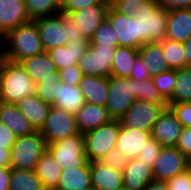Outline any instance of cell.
I'll return each mask as SVG.
<instances>
[{
	"label": "cell",
	"instance_id": "48",
	"mask_svg": "<svg viewBox=\"0 0 191 190\" xmlns=\"http://www.w3.org/2000/svg\"><path fill=\"white\" fill-rule=\"evenodd\" d=\"M177 150L181 152L186 158L191 155V128L183 127L181 134L175 145Z\"/></svg>",
	"mask_w": 191,
	"mask_h": 190
},
{
	"label": "cell",
	"instance_id": "49",
	"mask_svg": "<svg viewBox=\"0 0 191 190\" xmlns=\"http://www.w3.org/2000/svg\"><path fill=\"white\" fill-rule=\"evenodd\" d=\"M129 78L134 81H144L151 78L148 69L143 64V61L139 55L134 59L132 63V69Z\"/></svg>",
	"mask_w": 191,
	"mask_h": 190
},
{
	"label": "cell",
	"instance_id": "12",
	"mask_svg": "<svg viewBox=\"0 0 191 190\" xmlns=\"http://www.w3.org/2000/svg\"><path fill=\"white\" fill-rule=\"evenodd\" d=\"M44 51L66 46L68 38L64 29V13L34 19Z\"/></svg>",
	"mask_w": 191,
	"mask_h": 190
},
{
	"label": "cell",
	"instance_id": "58",
	"mask_svg": "<svg viewBox=\"0 0 191 190\" xmlns=\"http://www.w3.org/2000/svg\"><path fill=\"white\" fill-rule=\"evenodd\" d=\"M120 190H131V189H128V188L123 187V188H121Z\"/></svg>",
	"mask_w": 191,
	"mask_h": 190
},
{
	"label": "cell",
	"instance_id": "52",
	"mask_svg": "<svg viewBox=\"0 0 191 190\" xmlns=\"http://www.w3.org/2000/svg\"><path fill=\"white\" fill-rule=\"evenodd\" d=\"M10 173V167L0 166V190H9Z\"/></svg>",
	"mask_w": 191,
	"mask_h": 190
},
{
	"label": "cell",
	"instance_id": "30",
	"mask_svg": "<svg viewBox=\"0 0 191 190\" xmlns=\"http://www.w3.org/2000/svg\"><path fill=\"white\" fill-rule=\"evenodd\" d=\"M138 53L151 77L169 70L159 42L142 45L138 49Z\"/></svg>",
	"mask_w": 191,
	"mask_h": 190
},
{
	"label": "cell",
	"instance_id": "27",
	"mask_svg": "<svg viewBox=\"0 0 191 190\" xmlns=\"http://www.w3.org/2000/svg\"><path fill=\"white\" fill-rule=\"evenodd\" d=\"M0 122L6 125L16 137L30 135L35 130L17 109L15 104H6L0 102Z\"/></svg>",
	"mask_w": 191,
	"mask_h": 190
},
{
	"label": "cell",
	"instance_id": "11",
	"mask_svg": "<svg viewBox=\"0 0 191 190\" xmlns=\"http://www.w3.org/2000/svg\"><path fill=\"white\" fill-rule=\"evenodd\" d=\"M188 169V159L176 147H163L152 167L155 181L167 182Z\"/></svg>",
	"mask_w": 191,
	"mask_h": 190
},
{
	"label": "cell",
	"instance_id": "13",
	"mask_svg": "<svg viewBox=\"0 0 191 190\" xmlns=\"http://www.w3.org/2000/svg\"><path fill=\"white\" fill-rule=\"evenodd\" d=\"M106 18L109 20L118 38V46L139 49L138 19L117 12L111 5Z\"/></svg>",
	"mask_w": 191,
	"mask_h": 190
},
{
	"label": "cell",
	"instance_id": "31",
	"mask_svg": "<svg viewBox=\"0 0 191 190\" xmlns=\"http://www.w3.org/2000/svg\"><path fill=\"white\" fill-rule=\"evenodd\" d=\"M139 55L138 49L117 46L111 65V76L129 78L134 59Z\"/></svg>",
	"mask_w": 191,
	"mask_h": 190
},
{
	"label": "cell",
	"instance_id": "19",
	"mask_svg": "<svg viewBox=\"0 0 191 190\" xmlns=\"http://www.w3.org/2000/svg\"><path fill=\"white\" fill-rule=\"evenodd\" d=\"M20 63L35 84L47 78H60L47 51L24 58Z\"/></svg>",
	"mask_w": 191,
	"mask_h": 190
},
{
	"label": "cell",
	"instance_id": "54",
	"mask_svg": "<svg viewBox=\"0 0 191 190\" xmlns=\"http://www.w3.org/2000/svg\"><path fill=\"white\" fill-rule=\"evenodd\" d=\"M143 190H168L167 182L152 181Z\"/></svg>",
	"mask_w": 191,
	"mask_h": 190
},
{
	"label": "cell",
	"instance_id": "18",
	"mask_svg": "<svg viewBox=\"0 0 191 190\" xmlns=\"http://www.w3.org/2000/svg\"><path fill=\"white\" fill-rule=\"evenodd\" d=\"M89 46L87 39H80L77 42H68L66 46H58L47 51L51 60L58 70L78 64Z\"/></svg>",
	"mask_w": 191,
	"mask_h": 190
},
{
	"label": "cell",
	"instance_id": "44",
	"mask_svg": "<svg viewBox=\"0 0 191 190\" xmlns=\"http://www.w3.org/2000/svg\"><path fill=\"white\" fill-rule=\"evenodd\" d=\"M60 81L69 85L76 86L81 80L82 71L78 64H73L71 66L62 68L58 70Z\"/></svg>",
	"mask_w": 191,
	"mask_h": 190
},
{
	"label": "cell",
	"instance_id": "33",
	"mask_svg": "<svg viewBox=\"0 0 191 190\" xmlns=\"http://www.w3.org/2000/svg\"><path fill=\"white\" fill-rule=\"evenodd\" d=\"M168 103L191 102V66L176 70V81Z\"/></svg>",
	"mask_w": 191,
	"mask_h": 190
},
{
	"label": "cell",
	"instance_id": "7",
	"mask_svg": "<svg viewBox=\"0 0 191 190\" xmlns=\"http://www.w3.org/2000/svg\"><path fill=\"white\" fill-rule=\"evenodd\" d=\"M139 28V48L151 42H161L165 39L168 11L158 6L137 11Z\"/></svg>",
	"mask_w": 191,
	"mask_h": 190
},
{
	"label": "cell",
	"instance_id": "22",
	"mask_svg": "<svg viewBox=\"0 0 191 190\" xmlns=\"http://www.w3.org/2000/svg\"><path fill=\"white\" fill-rule=\"evenodd\" d=\"M124 187L131 190H143L150 182L154 181L152 168L143 161L129 159L122 171Z\"/></svg>",
	"mask_w": 191,
	"mask_h": 190
},
{
	"label": "cell",
	"instance_id": "25",
	"mask_svg": "<svg viewBox=\"0 0 191 190\" xmlns=\"http://www.w3.org/2000/svg\"><path fill=\"white\" fill-rule=\"evenodd\" d=\"M21 114L29 120L35 131H39L48 116L51 106L41 101L35 94L26 96L16 104Z\"/></svg>",
	"mask_w": 191,
	"mask_h": 190
},
{
	"label": "cell",
	"instance_id": "28",
	"mask_svg": "<svg viewBox=\"0 0 191 190\" xmlns=\"http://www.w3.org/2000/svg\"><path fill=\"white\" fill-rule=\"evenodd\" d=\"M34 171L45 190L57 188L62 168L47 150L40 156Z\"/></svg>",
	"mask_w": 191,
	"mask_h": 190
},
{
	"label": "cell",
	"instance_id": "53",
	"mask_svg": "<svg viewBox=\"0 0 191 190\" xmlns=\"http://www.w3.org/2000/svg\"><path fill=\"white\" fill-rule=\"evenodd\" d=\"M10 150L0 147V166L10 167Z\"/></svg>",
	"mask_w": 191,
	"mask_h": 190
},
{
	"label": "cell",
	"instance_id": "21",
	"mask_svg": "<svg viewBox=\"0 0 191 190\" xmlns=\"http://www.w3.org/2000/svg\"><path fill=\"white\" fill-rule=\"evenodd\" d=\"M109 77L82 75L78 88L89 104L106 106Z\"/></svg>",
	"mask_w": 191,
	"mask_h": 190
},
{
	"label": "cell",
	"instance_id": "15",
	"mask_svg": "<svg viewBox=\"0 0 191 190\" xmlns=\"http://www.w3.org/2000/svg\"><path fill=\"white\" fill-rule=\"evenodd\" d=\"M110 4H96L85 7L69 15L79 25L78 30L81 31L84 38L90 41L94 36L96 29L106 18Z\"/></svg>",
	"mask_w": 191,
	"mask_h": 190
},
{
	"label": "cell",
	"instance_id": "3",
	"mask_svg": "<svg viewBox=\"0 0 191 190\" xmlns=\"http://www.w3.org/2000/svg\"><path fill=\"white\" fill-rule=\"evenodd\" d=\"M46 150V141L39 131L17 137L10 150V168L34 170Z\"/></svg>",
	"mask_w": 191,
	"mask_h": 190
},
{
	"label": "cell",
	"instance_id": "55",
	"mask_svg": "<svg viewBox=\"0 0 191 190\" xmlns=\"http://www.w3.org/2000/svg\"><path fill=\"white\" fill-rule=\"evenodd\" d=\"M186 67L191 66V36L183 43Z\"/></svg>",
	"mask_w": 191,
	"mask_h": 190
},
{
	"label": "cell",
	"instance_id": "50",
	"mask_svg": "<svg viewBox=\"0 0 191 190\" xmlns=\"http://www.w3.org/2000/svg\"><path fill=\"white\" fill-rule=\"evenodd\" d=\"M16 138L14 133L7 128L5 124L0 122V147L3 149H11Z\"/></svg>",
	"mask_w": 191,
	"mask_h": 190
},
{
	"label": "cell",
	"instance_id": "26",
	"mask_svg": "<svg viewBox=\"0 0 191 190\" xmlns=\"http://www.w3.org/2000/svg\"><path fill=\"white\" fill-rule=\"evenodd\" d=\"M92 188L90 162L82 167H67L61 171L55 190H86Z\"/></svg>",
	"mask_w": 191,
	"mask_h": 190
},
{
	"label": "cell",
	"instance_id": "8",
	"mask_svg": "<svg viewBox=\"0 0 191 190\" xmlns=\"http://www.w3.org/2000/svg\"><path fill=\"white\" fill-rule=\"evenodd\" d=\"M46 144L80 133L76 125L75 114L51 106L44 125L39 130Z\"/></svg>",
	"mask_w": 191,
	"mask_h": 190
},
{
	"label": "cell",
	"instance_id": "10",
	"mask_svg": "<svg viewBox=\"0 0 191 190\" xmlns=\"http://www.w3.org/2000/svg\"><path fill=\"white\" fill-rule=\"evenodd\" d=\"M166 107H168V104L136 100L121 118L120 123L126 127L151 132L154 123Z\"/></svg>",
	"mask_w": 191,
	"mask_h": 190
},
{
	"label": "cell",
	"instance_id": "51",
	"mask_svg": "<svg viewBox=\"0 0 191 190\" xmlns=\"http://www.w3.org/2000/svg\"><path fill=\"white\" fill-rule=\"evenodd\" d=\"M158 5L166 11L176 9H191V0H156Z\"/></svg>",
	"mask_w": 191,
	"mask_h": 190
},
{
	"label": "cell",
	"instance_id": "29",
	"mask_svg": "<svg viewBox=\"0 0 191 190\" xmlns=\"http://www.w3.org/2000/svg\"><path fill=\"white\" fill-rule=\"evenodd\" d=\"M85 102V97L78 85L73 86L61 82L58 86L57 99L52 106L76 114Z\"/></svg>",
	"mask_w": 191,
	"mask_h": 190
},
{
	"label": "cell",
	"instance_id": "5",
	"mask_svg": "<svg viewBox=\"0 0 191 190\" xmlns=\"http://www.w3.org/2000/svg\"><path fill=\"white\" fill-rule=\"evenodd\" d=\"M135 101L134 80L126 77H109L106 109L112 120H121Z\"/></svg>",
	"mask_w": 191,
	"mask_h": 190
},
{
	"label": "cell",
	"instance_id": "40",
	"mask_svg": "<svg viewBox=\"0 0 191 190\" xmlns=\"http://www.w3.org/2000/svg\"><path fill=\"white\" fill-rule=\"evenodd\" d=\"M89 44H102L105 46H118V38L115 34L109 20L105 18L99 27L96 29V32L92 39L89 41Z\"/></svg>",
	"mask_w": 191,
	"mask_h": 190
},
{
	"label": "cell",
	"instance_id": "57",
	"mask_svg": "<svg viewBox=\"0 0 191 190\" xmlns=\"http://www.w3.org/2000/svg\"><path fill=\"white\" fill-rule=\"evenodd\" d=\"M68 0H58L61 7L67 2Z\"/></svg>",
	"mask_w": 191,
	"mask_h": 190
},
{
	"label": "cell",
	"instance_id": "37",
	"mask_svg": "<svg viewBox=\"0 0 191 190\" xmlns=\"http://www.w3.org/2000/svg\"><path fill=\"white\" fill-rule=\"evenodd\" d=\"M135 98L157 104H168L154 85L152 78L135 81Z\"/></svg>",
	"mask_w": 191,
	"mask_h": 190
},
{
	"label": "cell",
	"instance_id": "6",
	"mask_svg": "<svg viewBox=\"0 0 191 190\" xmlns=\"http://www.w3.org/2000/svg\"><path fill=\"white\" fill-rule=\"evenodd\" d=\"M47 151L63 169L67 167H82L86 162L83 135H76L57 140L47 145Z\"/></svg>",
	"mask_w": 191,
	"mask_h": 190
},
{
	"label": "cell",
	"instance_id": "16",
	"mask_svg": "<svg viewBox=\"0 0 191 190\" xmlns=\"http://www.w3.org/2000/svg\"><path fill=\"white\" fill-rule=\"evenodd\" d=\"M29 21L24 0H0V39Z\"/></svg>",
	"mask_w": 191,
	"mask_h": 190
},
{
	"label": "cell",
	"instance_id": "1",
	"mask_svg": "<svg viewBox=\"0 0 191 190\" xmlns=\"http://www.w3.org/2000/svg\"><path fill=\"white\" fill-rule=\"evenodd\" d=\"M0 46L1 57L13 62H20L44 51L34 20L9 31L0 39Z\"/></svg>",
	"mask_w": 191,
	"mask_h": 190
},
{
	"label": "cell",
	"instance_id": "17",
	"mask_svg": "<svg viewBox=\"0 0 191 190\" xmlns=\"http://www.w3.org/2000/svg\"><path fill=\"white\" fill-rule=\"evenodd\" d=\"M151 137L150 131L126 127L120 123L116 147L128 159H133L143 150Z\"/></svg>",
	"mask_w": 191,
	"mask_h": 190
},
{
	"label": "cell",
	"instance_id": "14",
	"mask_svg": "<svg viewBox=\"0 0 191 190\" xmlns=\"http://www.w3.org/2000/svg\"><path fill=\"white\" fill-rule=\"evenodd\" d=\"M182 128L174 112L168 106L154 123L151 136L163 147H175Z\"/></svg>",
	"mask_w": 191,
	"mask_h": 190
},
{
	"label": "cell",
	"instance_id": "47",
	"mask_svg": "<svg viewBox=\"0 0 191 190\" xmlns=\"http://www.w3.org/2000/svg\"><path fill=\"white\" fill-rule=\"evenodd\" d=\"M78 28L77 22L70 15L64 14V29H66L68 42H77L80 39H85Z\"/></svg>",
	"mask_w": 191,
	"mask_h": 190
},
{
	"label": "cell",
	"instance_id": "56",
	"mask_svg": "<svg viewBox=\"0 0 191 190\" xmlns=\"http://www.w3.org/2000/svg\"><path fill=\"white\" fill-rule=\"evenodd\" d=\"M187 159H188V169L191 170V155Z\"/></svg>",
	"mask_w": 191,
	"mask_h": 190
},
{
	"label": "cell",
	"instance_id": "45",
	"mask_svg": "<svg viewBox=\"0 0 191 190\" xmlns=\"http://www.w3.org/2000/svg\"><path fill=\"white\" fill-rule=\"evenodd\" d=\"M96 4H110V0H68L63 6L61 12L69 15L85 7Z\"/></svg>",
	"mask_w": 191,
	"mask_h": 190
},
{
	"label": "cell",
	"instance_id": "46",
	"mask_svg": "<svg viewBox=\"0 0 191 190\" xmlns=\"http://www.w3.org/2000/svg\"><path fill=\"white\" fill-rule=\"evenodd\" d=\"M168 190H191V170L176 175L167 181Z\"/></svg>",
	"mask_w": 191,
	"mask_h": 190
},
{
	"label": "cell",
	"instance_id": "23",
	"mask_svg": "<svg viewBox=\"0 0 191 190\" xmlns=\"http://www.w3.org/2000/svg\"><path fill=\"white\" fill-rule=\"evenodd\" d=\"M75 117L78 131L81 134L96 129L112 120L106 106H97L87 102L78 110Z\"/></svg>",
	"mask_w": 191,
	"mask_h": 190
},
{
	"label": "cell",
	"instance_id": "41",
	"mask_svg": "<svg viewBox=\"0 0 191 190\" xmlns=\"http://www.w3.org/2000/svg\"><path fill=\"white\" fill-rule=\"evenodd\" d=\"M162 148L163 146L151 137L136 158L143 161L147 166L152 168L155 159L158 157Z\"/></svg>",
	"mask_w": 191,
	"mask_h": 190
},
{
	"label": "cell",
	"instance_id": "24",
	"mask_svg": "<svg viewBox=\"0 0 191 190\" xmlns=\"http://www.w3.org/2000/svg\"><path fill=\"white\" fill-rule=\"evenodd\" d=\"M191 36V9L168 11L166 39L184 43Z\"/></svg>",
	"mask_w": 191,
	"mask_h": 190
},
{
	"label": "cell",
	"instance_id": "20",
	"mask_svg": "<svg viewBox=\"0 0 191 190\" xmlns=\"http://www.w3.org/2000/svg\"><path fill=\"white\" fill-rule=\"evenodd\" d=\"M92 188L95 190H120L124 187L122 172L99 161L90 162Z\"/></svg>",
	"mask_w": 191,
	"mask_h": 190
},
{
	"label": "cell",
	"instance_id": "43",
	"mask_svg": "<svg viewBox=\"0 0 191 190\" xmlns=\"http://www.w3.org/2000/svg\"><path fill=\"white\" fill-rule=\"evenodd\" d=\"M182 127L191 128V102L168 103Z\"/></svg>",
	"mask_w": 191,
	"mask_h": 190
},
{
	"label": "cell",
	"instance_id": "38",
	"mask_svg": "<svg viewBox=\"0 0 191 190\" xmlns=\"http://www.w3.org/2000/svg\"><path fill=\"white\" fill-rule=\"evenodd\" d=\"M60 78H47L35 85V95L43 102L52 106L57 99Z\"/></svg>",
	"mask_w": 191,
	"mask_h": 190
},
{
	"label": "cell",
	"instance_id": "39",
	"mask_svg": "<svg viewBox=\"0 0 191 190\" xmlns=\"http://www.w3.org/2000/svg\"><path fill=\"white\" fill-rule=\"evenodd\" d=\"M151 78L158 92L166 101H168L172 97L174 85L176 83V70L169 69L168 71L161 72Z\"/></svg>",
	"mask_w": 191,
	"mask_h": 190
},
{
	"label": "cell",
	"instance_id": "9",
	"mask_svg": "<svg viewBox=\"0 0 191 190\" xmlns=\"http://www.w3.org/2000/svg\"><path fill=\"white\" fill-rule=\"evenodd\" d=\"M116 47L117 46H105L102 44H89L85 54L78 62L82 74L110 77Z\"/></svg>",
	"mask_w": 191,
	"mask_h": 190
},
{
	"label": "cell",
	"instance_id": "2",
	"mask_svg": "<svg viewBox=\"0 0 191 190\" xmlns=\"http://www.w3.org/2000/svg\"><path fill=\"white\" fill-rule=\"evenodd\" d=\"M35 85L20 62L1 57L0 102L16 104L24 97L35 94Z\"/></svg>",
	"mask_w": 191,
	"mask_h": 190
},
{
	"label": "cell",
	"instance_id": "35",
	"mask_svg": "<svg viewBox=\"0 0 191 190\" xmlns=\"http://www.w3.org/2000/svg\"><path fill=\"white\" fill-rule=\"evenodd\" d=\"M27 14L31 20L61 13L58 0H24Z\"/></svg>",
	"mask_w": 191,
	"mask_h": 190
},
{
	"label": "cell",
	"instance_id": "34",
	"mask_svg": "<svg viewBox=\"0 0 191 190\" xmlns=\"http://www.w3.org/2000/svg\"><path fill=\"white\" fill-rule=\"evenodd\" d=\"M159 43L169 69L177 70L186 67L183 43L166 38Z\"/></svg>",
	"mask_w": 191,
	"mask_h": 190
},
{
	"label": "cell",
	"instance_id": "4",
	"mask_svg": "<svg viewBox=\"0 0 191 190\" xmlns=\"http://www.w3.org/2000/svg\"><path fill=\"white\" fill-rule=\"evenodd\" d=\"M119 131L120 120H111L107 124L82 134L87 161H99L100 158L116 147Z\"/></svg>",
	"mask_w": 191,
	"mask_h": 190
},
{
	"label": "cell",
	"instance_id": "36",
	"mask_svg": "<svg viewBox=\"0 0 191 190\" xmlns=\"http://www.w3.org/2000/svg\"><path fill=\"white\" fill-rule=\"evenodd\" d=\"M110 5L119 13L135 18L138 10L157 8L156 0H110Z\"/></svg>",
	"mask_w": 191,
	"mask_h": 190
},
{
	"label": "cell",
	"instance_id": "42",
	"mask_svg": "<svg viewBox=\"0 0 191 190\" xmlns=\"http://www.w3.org/2000/svg\"><path fill=\"white\" fill-rule=\"evenodd\" d=\"M128 158L122 154L117 147L110 150L99 162L115 170L122 172L128 163Z\"/></svg>",
	"mask_w": 191,
	"mask_h": 190
},
{
	"label": "cell",
	"instance_id": "32",
	"mask_svg": "<svg viewBox=\"0 0 191 190\" xmlns=\"http://www.w3.org/2000/svg\"><path fill=\"white\" fill-rule=\"evenodd\" d=\"M9 190H45L34 170L12 169Z\"/></svg>",
	"mask_w": 191,
	"mask_h": 190
}]
</instances>
